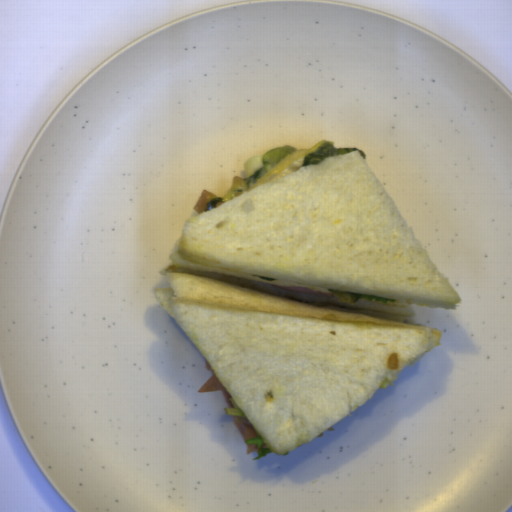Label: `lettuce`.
<instances>
[{"label": "lettuce", "mask_w": 512, "mask_h": 512, "mask_svg": "<svg viewBox=\"0 0 512 512\" xmlns=\"http://www.w3.org/2000/svg\"><path fill=\"white\" fill-rule=\"evenodd\" d=\"M298 149L292 145H286L283 147L273 148L268 151L262 158L263 166L252 176L246 177L244 180L246 189L256 185L257 181L262 178L265 174L271 171L276 165H278L285 157L290 153L297 152Z\"/></svg>", "instance_id": "lettuce-1"}, {"label": "lettuce", "mask_w": 512, "mask_h": 512, "mask_svg": "<svg viewBox=\"0 0 512 512\" xmlns=\"http://www.w3.org/2000/svg\"><path fill=\"white\" fill-rule=\"evenodd\" d=\"M352 151H357L359 155L366 159L365 153L356 148H336L333 141H325L318 146V148L311 154L305 155L303 166H315L320 165L321 162L331 156L345 155Z\"/></svg>", "instance_id": "lettuce-2"}, {"label": "lettuce", "mask_w": 512, "mask_h": 512, "mask_svg": "<svg viewBox=\"0 0 512 512\" xmlns=\"http://www.w3.org/2000/svg\"><path fill=\"white\" fill-rule=\"evenodd\" d=\"M329 290V289H327ZM331 293L335 295L337 298L338 303H347L350 305L356 304L358 299H365L368 302H379L382 304H387V302L395 303V299L391 298H385V297H378L368 294H358V293H352V292H346V291H339V290H329Z\"/></svg>", "instance_id": "lettuce-3"}, {"label": "lettuce", "mask_w": 512, "mask_h": 512, "mask_svg": "<svg viewBox=\"0 0 512 512\" xmlns=\"http://www.w3.org/2000/svg\"><path fill=\"white\" fill-rule=\"evenodd\" d=\"M244 443L246 445H257L258 447V455L256 457H254L253 459L251 460H258L260 458H262L263 456L269 454V453H272L271 449L267 448V447H263V444H265L264 442V439L261 437V436H258L256 438H250L248 440H244Z\"/></svg>", "instance_id": "lettuce-4"}, {"label": "lettuce", "mask_w": 512, "mask_h": 512, "mask_svg": "<svg viewBox=\"0 0 512 512\" xmlns=\"http://www.w3.org/2000/svg\"><path fill=\"white\" fill-rule=\"evenodd\" d=\"M230 403L233 405V407H225V412L227 415L233 416V417H242L247 418L246 415L243 413V411L239 408V406L235 403L232 397H229Z\"/></svg>", "instance_id": "lettuce-5"}, {"label": "lettuce", "mask_w": 512, "mask_h": 512, "mask_svg": "<svg viewBox=\"0 0 512 512\" xmlns=\"http://www.w3.org/2000/svg\"><path fill=\"white\" fill-rule=\"evenodd\" d=\"M221 201H223V199H222V198L217 197V196H216V197H214L213 199H211V200L207 203V205H206V211H210V210H212V209L216 208V205H217L219 202H221Z\"/></svg>", "instance_id": "lettuce-6"}, {"label": "lettuce", "mask_w": 512, "mask_h": 512, "mask_svg": "<svg viewBox=\"0 0 512 512\" xmlns=\"http://www.w3.org/2000/svg\"><path fill=\"white\" fill-rule=\"evenodd\" d=\"M393 381L389 380L388 377H386L380 384L379 388L386 389L390 384H392Z\"/></svg>", "instance_id": "lettuce-7"}, {"label": "lettuce", "mask_w": 512, "mask_h": 512, "mask_svg": "<svg viewBox=\"0 0 512 512\" xmlns=\"http://www.w3.org/2000/svg\"><path fill=\"white\" fill-rule=\"evenodd\" d=\"M254 277H258V278H261V279H265V280H268V281H278L274 278H271V277H268V276H263V275H253Z\"/></svg>", "instance_id": "lettuce-8"}]
</instances>
